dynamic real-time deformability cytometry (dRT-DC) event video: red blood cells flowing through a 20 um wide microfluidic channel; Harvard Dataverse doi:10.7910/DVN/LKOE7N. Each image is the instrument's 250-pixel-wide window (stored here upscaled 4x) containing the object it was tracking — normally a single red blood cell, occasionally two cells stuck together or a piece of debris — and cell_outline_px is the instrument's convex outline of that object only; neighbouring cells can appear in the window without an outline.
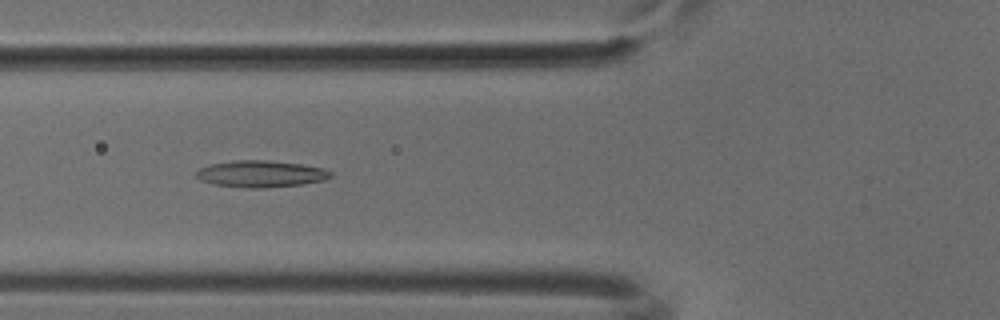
{"species": "common noctule bat (a hibernating species)", "species_latin": "Nyctalus noctula", "temperature_condition": "cold", "stored_images_in_passage": 40, "camera_frame_rate_fps": 3000, "um_per_image_px": 0.085, "animal": {"sex": "male", "body_mass_g": 18.8}, "frame": {"image": 1, "passage_image": 9, "time_ms": 2.667, "image_size_px": [1000, 320], "cell_outline_px": [[332, 176], [324, 180], [300, 184], [264, 188], [252, 188], [216, 184], [200, 180], [196, 176], [196, 172], [200, 168], [208, 164], [232, 160], [268, 160], [300, 164], [324, 168], [332, 172]], "centroid_in_image_um": [22.17, 14.76], "position_along_channel_um": 103.6, "area_um2": 20.81}}
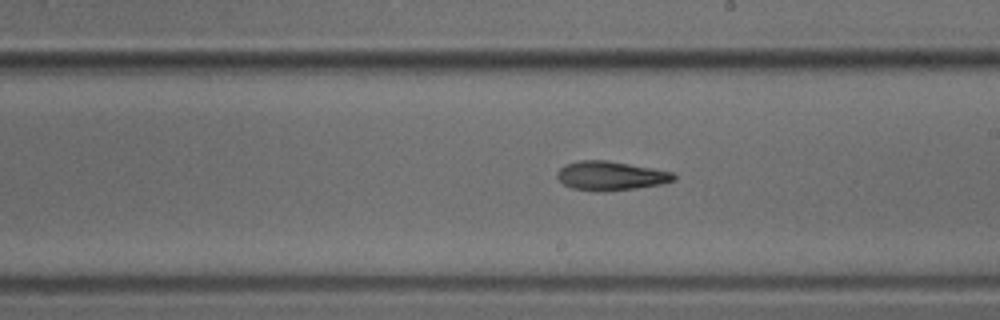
{"frame": {"image": 2, "passage_image": 19, "time_ms": 6.0, "image_size_px": [1000, 320], "cell_outline_px": [[676, 180], [660, 184], [636, 188], [572, 188], [564, 184], [556, 176], [556, 172], [564, 164], [580, 160], [604, 160], [652, 168], [672, 172], [676, 176]], "centroid_in_image_um": [51.91, 14.89], "position_along_channel_um": 237.1, "area_um2": 18.73}}
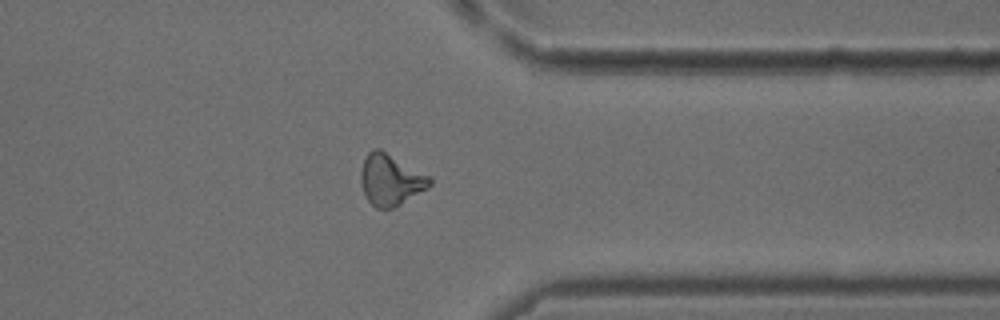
{"frame": {"image": 3, "passage_image": 30, "time_ms": 9.667, "image_size_px": [1000, 320], "cell_outline_px": [[432, 184], [400, 204], [392, 208], [376, 208], [368, 200], [364, 192], [360, 180], [360, 172], [364, 160], [368, 152], [372, 148], [380, 148], [432, 176]], "centroid_in_image_um": [33.2, 15.24], "position_along_channel_um": 378.2, "area_um2": 20.58}}